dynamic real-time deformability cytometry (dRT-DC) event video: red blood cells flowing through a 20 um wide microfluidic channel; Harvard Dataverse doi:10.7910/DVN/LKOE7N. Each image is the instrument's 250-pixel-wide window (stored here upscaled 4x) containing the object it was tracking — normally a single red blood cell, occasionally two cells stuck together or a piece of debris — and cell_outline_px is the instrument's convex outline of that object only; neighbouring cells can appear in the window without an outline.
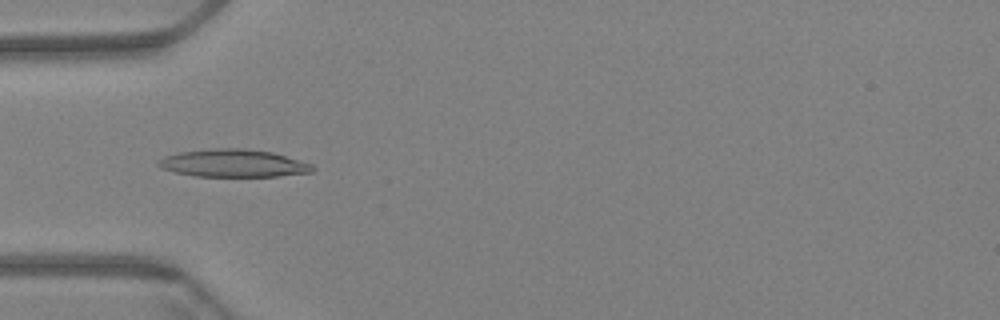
{"species": "Egyptian fruit bat (a non-hibernating species)", "species_latin": "Rousettus aegyptiacus", "temperature_condition": "warm", "stored_images_in_passage": 57, "camera_frame_rate_fps": 3000, "um_per_image_px": 0.085, "animal": {"sex": "female"}, "frame": {"image": 1, "passage_image": 16, "time_ms": 5.0, "image_size_px": [1000, 320], "cell_outline_px": [[316, 168], [312, 172], [276, 176], [196, 176], [176, 172], [160, 168], [156, 164], [156, 160], [164, 156], [180, 152], [212, 148], [244, 148], [272, 152], [312, 164]], "centroid_in_image_um": [19.8, 13.87], "position_along_channel_um": 65.2, "area_um2": 24.85}}
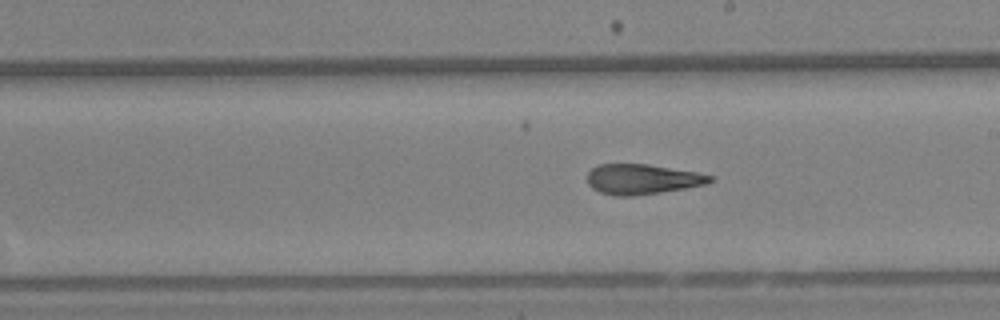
{"frame": {"image": 2, "passage_image": 31, "time_ms": 10.0, "image_size_px": [1000, 320], "cell_outline_px": [[716, 180], [708, 184], [660, 192], [632, 196], [616, 196], [600, 192], [592, 188], [588, 184], [588, 172], [596, 164], [648, 164], [696, 172], [712, 176]], "centroid_in_image_um": [54.59, 15.23], "position_along_channel_um": 234.4, "area_um2": 21.56}}
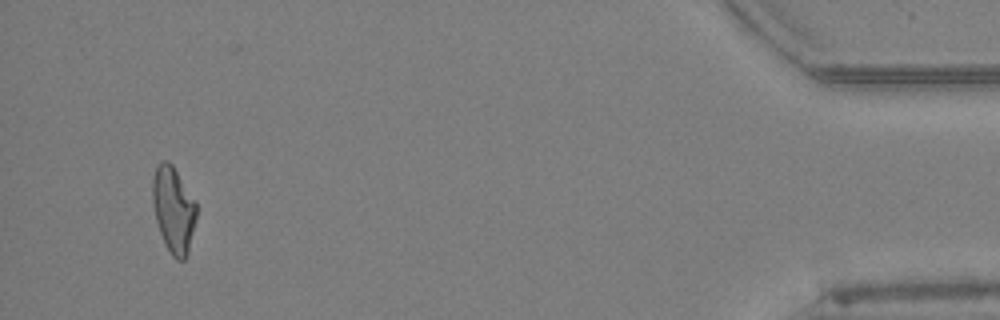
{"frame": {"image": 3, "passage_image": 54, "time_ms": 17.667, "image_size_px": [1000, 320], "cell_outline_px": [[196, 220], [188, 252], [184, 260], [176, 260], [172, 256], [164, 244], [156, 220], [152, 204], [152, 176], [156, 164], [164, 160], [168, 160], [172, 164], [196, 200]], "centroid_in_image_um": [14.73, 17.79], "position_along_channel_um": 420.5, "area_um2": 22.37}, "authors_computed_cell_mechanics": {"area_um2": 22.3686, "velocity_mm_per_s": 3.4163, "shape_relaxation_time_tau1_ms": null, "shape_relaxation_time_tau2_ms": 2.5691, "deformation_change_tau1": null, "deformation_change_tau2": 0.1213}}